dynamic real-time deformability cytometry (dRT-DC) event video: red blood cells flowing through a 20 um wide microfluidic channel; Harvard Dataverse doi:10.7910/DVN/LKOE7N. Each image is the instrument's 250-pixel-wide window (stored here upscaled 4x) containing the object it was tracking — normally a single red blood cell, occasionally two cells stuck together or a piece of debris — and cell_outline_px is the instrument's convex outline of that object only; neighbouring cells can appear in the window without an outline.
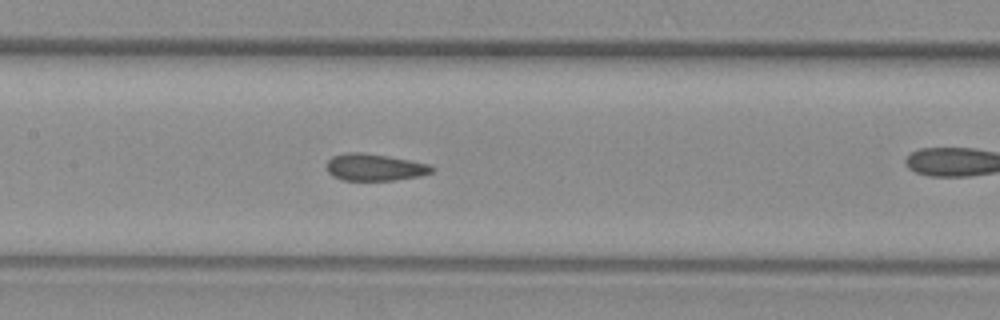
{"species": "common noctule bat (a hibernating species)", "species_latin": "Nyctalus noctula", "temperature_condition": "warm", "stored_images_in_passage": 34, "camera_frame_rate_fps": 3000, "um_per_image_px": 0.085, "animal": {"sex": "female", "body_mass_g": 29.2, "forearm_length_mm": 56.3}, "frame": {"image": 1, "passage_image": 15, "time_ms": 4.667, "image_size_px": [1000, 320], "cell_outline_px": [[436, 168], [432, 172], [420, 176], [396, 180], [340, 180], [332, 176], [328, 172], [328, 160], [332, 156], [348, 152], [360, 152], [388, 156], [428, 164]], "centroid_in_image_um": [31.84, 14.22], "position_along_channel_um": 175.6, "area_um2": 16.47}}
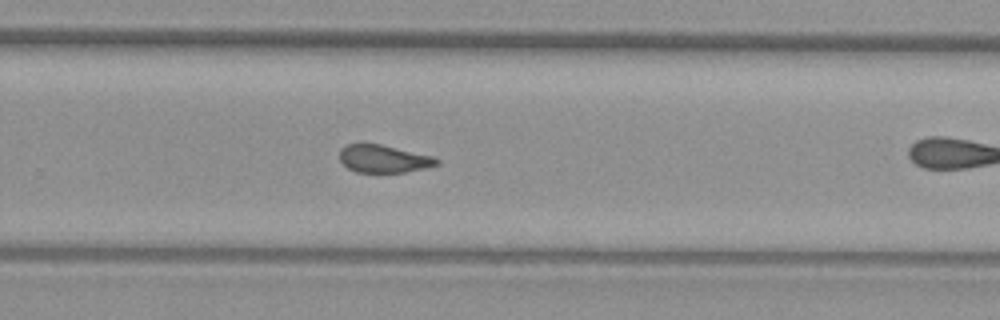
{"frame": {"image": 2, "passage_image": 25, "time_ms": 8.0, "image_size_px": [1000, 320], "cell_outline_px": [[440, 164], [428, 168], [404, 172], [356, 172], [348, 168], [340, 160], [340, 148], [348, 144], [380, 144], [436, 156], [440, 160]], "centroid_in_image_um": [32.68, 13.5], "position_along_channel_um": 297.1, "area_um2": 15.84}}